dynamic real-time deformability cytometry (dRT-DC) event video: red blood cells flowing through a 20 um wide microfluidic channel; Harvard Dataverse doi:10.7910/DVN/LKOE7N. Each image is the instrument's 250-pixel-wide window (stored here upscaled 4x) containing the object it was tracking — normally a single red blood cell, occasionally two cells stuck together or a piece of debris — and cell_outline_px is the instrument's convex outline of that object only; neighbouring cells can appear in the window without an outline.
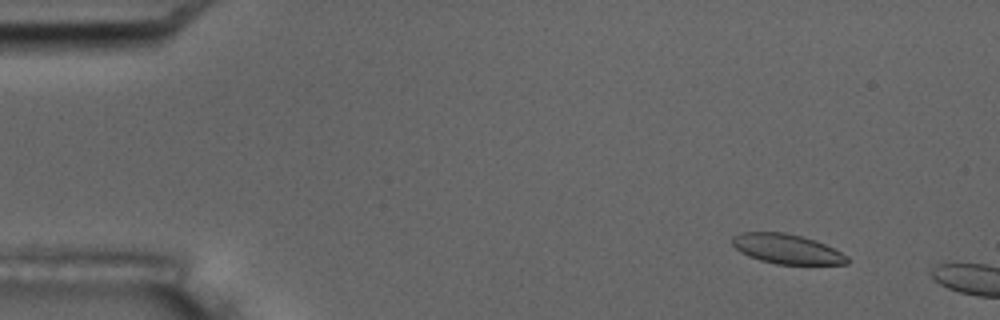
{"species": "common noctule bat (a hibernating species)", "species_latin": "Nyctalus noctula", "temperature_condition": "room temperature", "stored_images_in_passage": 3, "camera_frame_rate_fps": 3000, "um_per_image_px": 0.085, "animal": {"sex": "male", "body_mass_g": 17.5, "forearm_length_mm": 52.3}, "frame": {"image": 1, "passage_image": 2, "time_ms": 1.0, "image_size_px": [1000, 320], "cell_outline_px": [[848, 264], [776, 264], [760, 260], [748, 256], [740, 252], [732, 244], [732, 236], [740, 232], [784, 232], [800, 236], [824, 244], [848, 256]], "centroid_in_image_um": [66.83, 21.16], "position_along_channel_um": 18.2, "area_um2": 19.71}}